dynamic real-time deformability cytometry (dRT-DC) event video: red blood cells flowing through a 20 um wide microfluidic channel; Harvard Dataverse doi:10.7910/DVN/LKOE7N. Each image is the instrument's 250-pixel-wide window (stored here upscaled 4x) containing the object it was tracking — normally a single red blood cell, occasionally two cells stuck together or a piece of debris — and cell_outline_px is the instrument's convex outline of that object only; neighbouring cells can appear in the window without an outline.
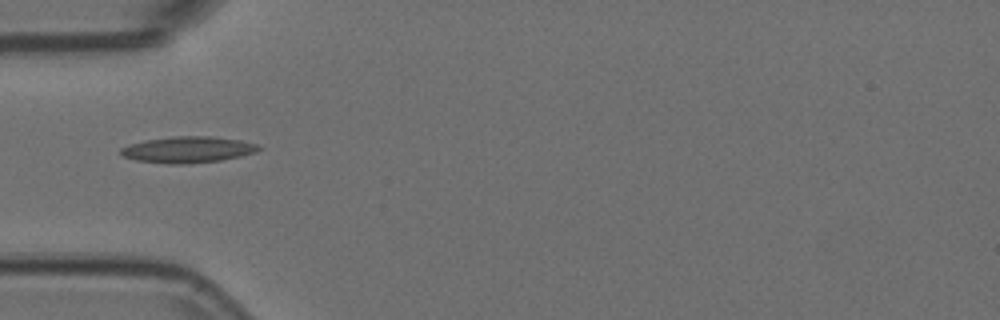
{"species": "Egyptian fruit bat (a non-hibernating species)", "species_latin": "Rousettus aegyptiacus", "temperature_condition": "room temperature", "stored_images_in_passage": 6, "camera_frame_rate_fps": 3000, "um_per_image_px": 0.085, "animal": {"sex": "female"}, "frame": {"image": 1, "passage_image": 3, "time_ms": 0.667, "image_size_px": [1000, 320], "cell_outline_px": [[264, 148], [256, 152], [240, 156], [220, 160], [188, 164], [168, 164], [136, 160], [124, 156], [120, 152], [120, 148], [128, 144], [144, 140], [172, 136], [212, 136], [240, 140], [256, 144]], "centroid_in_image_um": [15.96, 12.71], "position_along_channel_um": 69.0, "area_um2": 21.21}}
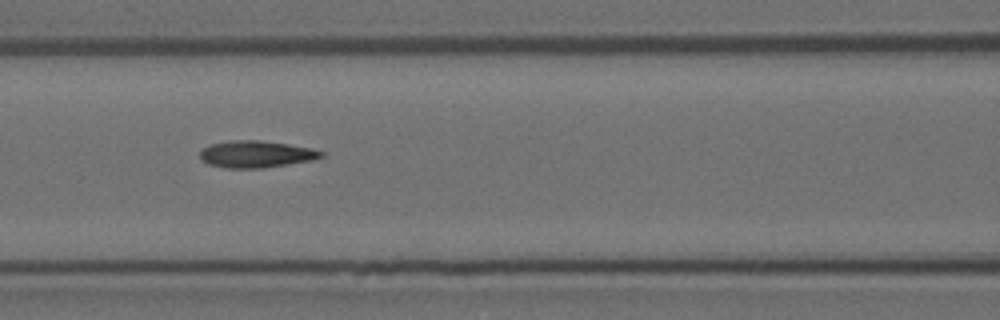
{"frame": {"image": 2, "passage_image": 5, "time_ms": 1.333, "image_size_px": [1000, 320], "cell_outline_px": [[324, 156], [312, 160], [264, 168], [228, 168], [208, 164], [200, 160], [200, 152], [204, 148], [212, 144], [232, 140], [260, 140], [288, 144], [308, 148], [324, 152]], "centroid_in_image_um": [21.75, 13.11], "position_along_channel_um": 144.9, "area_um2": 18.84}}
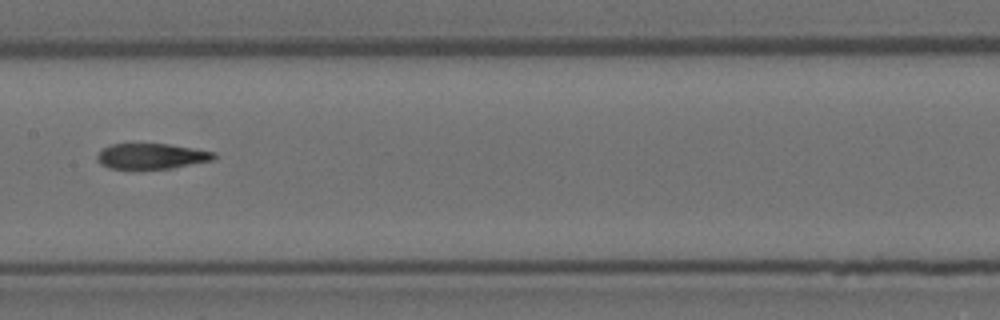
{"frame": {"image": 3, "passage_image": 6, "time_ms": 1.667, "image_size_px": [1000, 320], "cell_outline_px": [[216, 156], [212, 160], [172, 168], [108, 168], [100, 164], [96, 160], [96, 156], [104, 148], [112, 144], [168, 144], [216, 152]], "centroid_in_image_um": [12.87, 13.27], "position_along_channel_um": 194.5, "area_um2": 17.11}}